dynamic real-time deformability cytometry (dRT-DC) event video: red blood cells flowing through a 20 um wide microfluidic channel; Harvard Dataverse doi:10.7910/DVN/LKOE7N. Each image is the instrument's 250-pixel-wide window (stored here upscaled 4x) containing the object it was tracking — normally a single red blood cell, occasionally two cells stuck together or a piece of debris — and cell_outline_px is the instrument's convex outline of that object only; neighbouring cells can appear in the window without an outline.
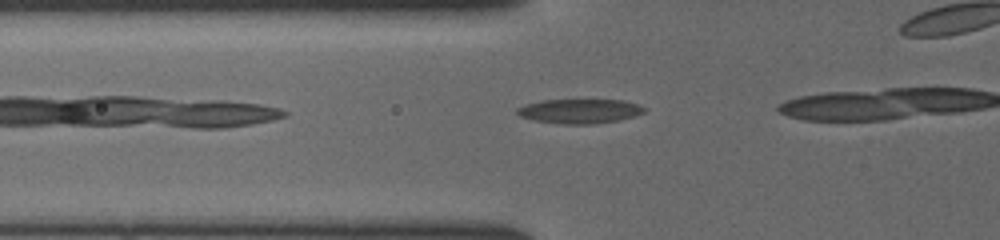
{"species": "common noctule bat (a hibernating species)", "species_latin": "Nyctalus noctula", "temperature_condition": "cold", "stored_images_in_passage": 9, "camera_frame_rate_fps": 3000, "um_per_image_px": 0.085, "animal": {"sex": "female", "body_mass_g": 19.5, "forearm_length_mm": 54.1}, "frame": {"image": 1, "passage_image": 4, "time_ms": 1.0, "image_size_px": [1000, 240], "cell_outline_px": [[644, 112], [632, 116], [616, 120], [592, 124], [564, 124], [532, 120], [520, 116], [516, 112], [516, 108], [524, 104], [544, 100], [624, 100], [636, 104], [644, 108]], "centroid_in_image_um": [49.19, 9.44], "position_along_channel_um": 76.6, "area_um2": 17.86}}
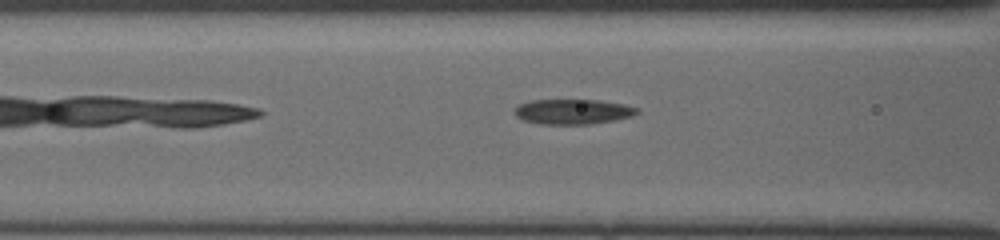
{"frame": {"image": 2, "passage_image": 7, "time_ms": 2.0, "image_size_px": [1000, 240], "cell_outline_px": [[640, 112], [632, 116], [612, 120], [588, 124], [540, 124], [524, 120], [516, 116], [512, 112], [520, 104], [532, 100], [596, 100], [624, 104], [640, 108]], "centroid_in_image_um": [48.7, 9.49], "position_along_channel_um": 117.9, "area_um2": 17.8}}